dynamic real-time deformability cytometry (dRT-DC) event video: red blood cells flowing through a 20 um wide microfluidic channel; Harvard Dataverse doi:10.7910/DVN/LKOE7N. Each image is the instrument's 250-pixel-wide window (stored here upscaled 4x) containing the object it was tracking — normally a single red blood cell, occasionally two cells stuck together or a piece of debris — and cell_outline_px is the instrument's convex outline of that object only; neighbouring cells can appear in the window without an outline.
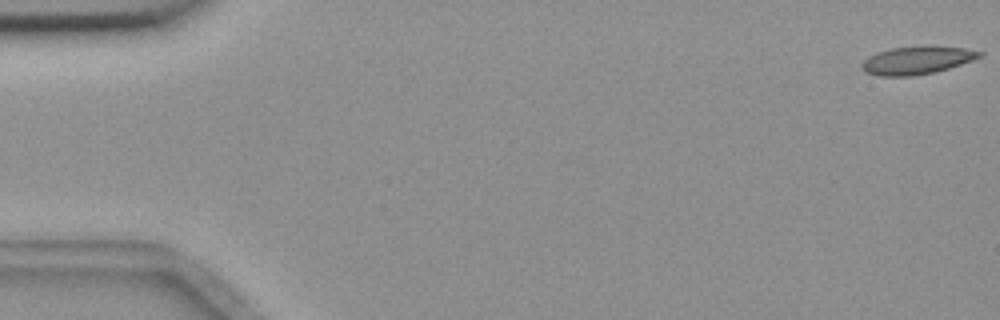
{"species": "common noctule bat (a hibernating species)", "species_latin": "Nyctalus noctula", "temperature_condition": "room temperature", "stored_images_in_passage": 4, "camera_frame_rate_fps": 3000, "um_per_image_px": 0.085, "animal": {"sex": "female", "body_mass_g": 18.4}, "frame": {"image": 1, "passage_image": 1, "time_ms": 0.0, "image_size_px": [1000, 320], "cell_outline_px": [[984, 56], [936, 72], [912, 76], [880, 76], [864, 72], [860, 68], [860, 64], [868, 56], [876, 52], [892, 48], [964, 48], [984, 52]], "centroid_in_image_um": [77.88, 5.16], "position_along_channel_um": 7.1, "area_um2": 18.61}}